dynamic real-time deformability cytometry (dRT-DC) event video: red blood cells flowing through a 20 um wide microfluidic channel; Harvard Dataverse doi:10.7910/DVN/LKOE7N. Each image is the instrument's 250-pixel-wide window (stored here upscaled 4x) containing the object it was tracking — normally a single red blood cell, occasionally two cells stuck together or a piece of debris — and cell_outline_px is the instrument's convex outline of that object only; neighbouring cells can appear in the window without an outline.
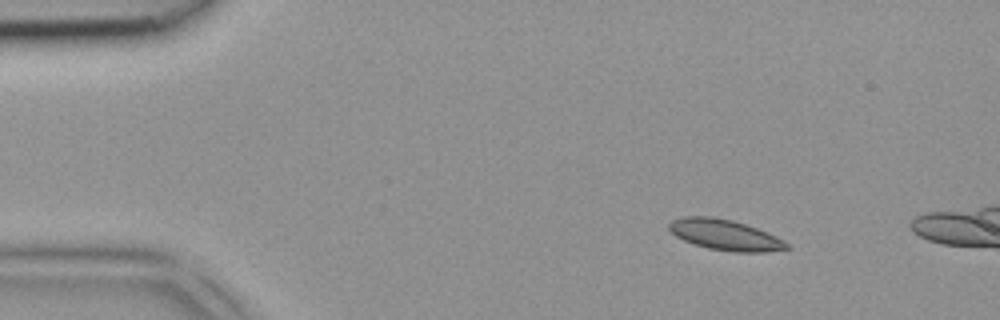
{"species": "common noctule bat (a hibernating species)", "species_latin": "Nyctalus noctula", "temperature_condition": "room temperature", "stored_images_in_passage": 2, "camera_frame_rate_fps": 3000, "um_per_image_px": 0.085, "animal": {"sex": "female", "body_mass_g": 18.4}, "frame": {"image": 1, "passage_image": 1, "time_ms": 0.0, "image_size_px": [1000, 320], "cell_outline_px": [[792, 248], [764, 252], [736, 252], [708, 248], [684, 240], [676, 236], [668, 228], [668, 224], [672, 220], [684, 216], [712, 216], [732, 220], [768, 232], [784, 240]], "centroid_in_image_um": [61.64, 19.96], "position_along_channel_um": 23.4, "area_um2": 20.92}}